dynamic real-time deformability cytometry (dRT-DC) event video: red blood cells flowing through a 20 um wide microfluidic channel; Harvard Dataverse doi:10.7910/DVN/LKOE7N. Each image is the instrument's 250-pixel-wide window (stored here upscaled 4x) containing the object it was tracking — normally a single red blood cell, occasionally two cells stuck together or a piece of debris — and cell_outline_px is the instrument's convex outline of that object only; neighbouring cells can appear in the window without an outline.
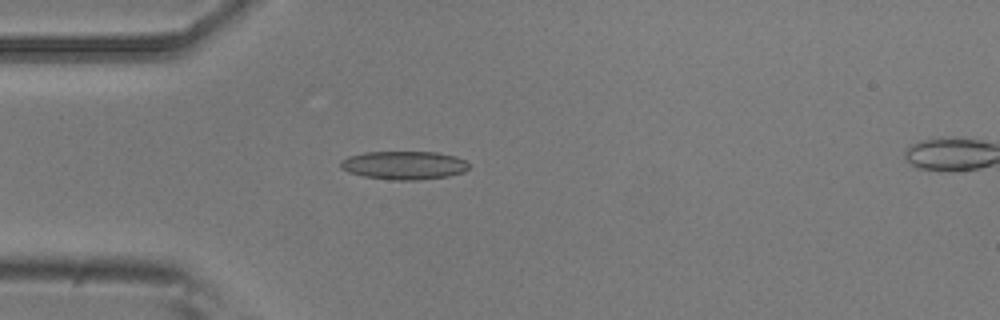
{"species": "common noctule bat (a hibernating species)", "species_latin": "Nyctalus noctula", "temperature_condition": "room temperature", "stored_images_in_passage": 4, "camera_frame_rate_fps": 3000, "um_per_image_px": 0.085, "animal": {"sex": "male", "body_mass_g": 20.5, "forearm_length_mm": 52.5}, "frame": {"image": 1, "passage_image": 3, "time_ms": 0.667, "image_size_px": [1000, 320], "cell_outline_px": [[468, 168], [464, 172], [448, 176], [420, 180], [396, 180], [364, 176], [348, 172], [340, 168], [340, 160], [348, 156], [364, 152], [436, 152], [456, 156], [464, 160], [468, 164]], "centroid_in_image_um": [34.32, 14.04], "position_along_channel_um": 50.7, "area_um2": 21.27}}